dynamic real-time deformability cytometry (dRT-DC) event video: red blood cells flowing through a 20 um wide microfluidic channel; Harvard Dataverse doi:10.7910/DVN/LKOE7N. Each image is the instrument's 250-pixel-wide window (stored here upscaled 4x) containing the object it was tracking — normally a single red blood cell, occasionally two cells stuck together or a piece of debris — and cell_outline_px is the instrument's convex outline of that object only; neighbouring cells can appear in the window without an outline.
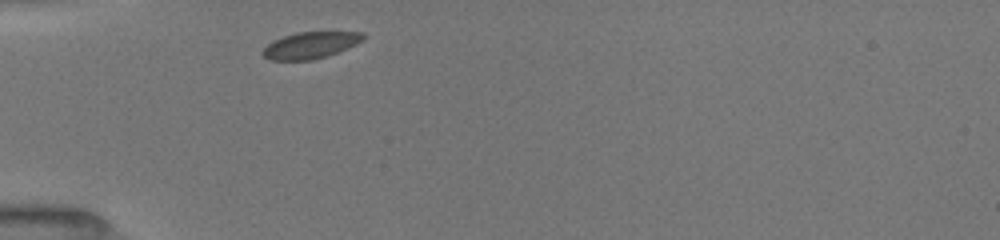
{"species": "common noctule bat (a hibernating species)", "species_latin": "Nyctalus noctula", "temperature_condition": "room temperature", "stored_images_in_passage": 26, "camera_frame_rate_fps": 3000, "um_per_image_px": 0.085, "animal": {"sex": "female", "body_mass_g": 19.5, "forearm_length_mm": 54.1}, "frame": {"image": 1, "passage_image": 1, "time_ms": 0.0, "image_size_px": [1000, 240], "cell_outline_px": [[368, 36], [364, 40], [348, 48], [312, 60], [268, 60], [260, 52], [268, 44], [284, 36], [296, 32], [364, 32]], "centroid_in_image_um": [26.42, 3.84], "position_along_channel_um": 58.6, "area_um2": 15.49}}
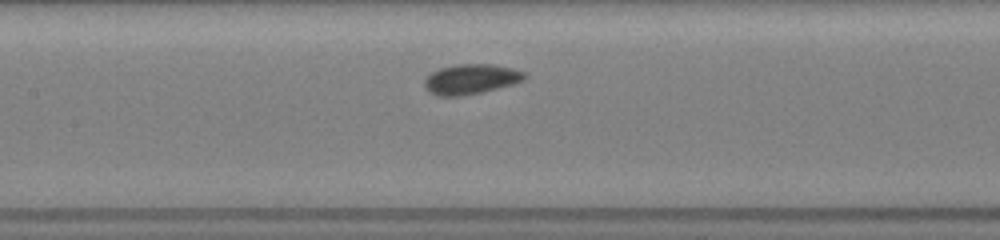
{"frame": {"image": 2, "passage_image": 11, "time_ms": 3.0, "image_size_px": [1000, 240], "cell_outline_px": [[528, 76], [524, 80], [516, 84], [484, 92], [464, 96], [436, 96], [428, 92], [424, 88], [424, 80], [432, 72], [440, 68], [456, 64], [492, 64], [512, 68], [524, 72]], "centroid_in_image_um": [40.04, 6.74], "position_along_channel_um": 167.4, "area_um2": 17.92}}
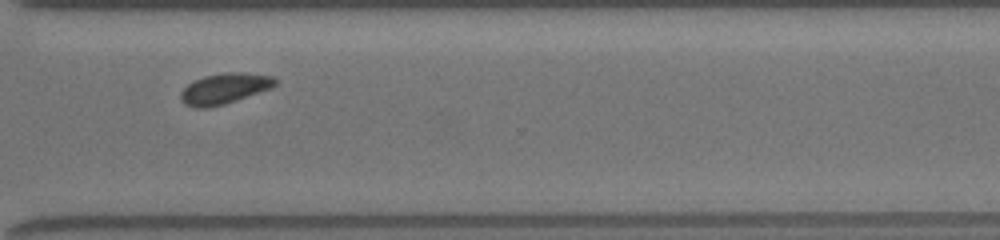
{"frame": {"image": 3, "passage_image": 25, "time_ms": 7.667, "image_size_px": [1000, 240], "cell_outline_px": [[276, 84], [272, 88], [224, 104], [208, 108], [192, 108], [184, 104], [180, 100], [180, 92], [188, 84], [204, 76], [228, 72], [244, 72], [272, 76], [276, 80]], "centroid_in_image_um": [19.06, 7.54], "position_along_channel_um": 351.5, "area_um2": 16.88}}